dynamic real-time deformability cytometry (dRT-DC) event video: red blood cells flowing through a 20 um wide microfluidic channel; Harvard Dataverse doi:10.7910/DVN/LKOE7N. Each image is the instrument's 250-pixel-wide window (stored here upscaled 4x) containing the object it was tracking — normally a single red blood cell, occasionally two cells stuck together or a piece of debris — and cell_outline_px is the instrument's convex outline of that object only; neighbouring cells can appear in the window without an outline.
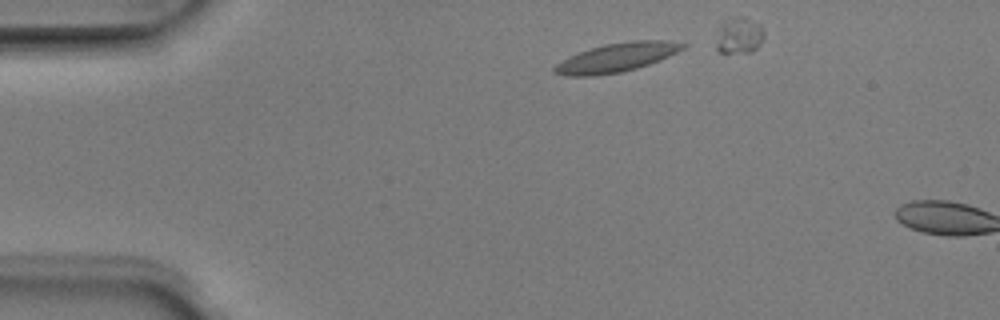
{"species": "Egyptian fruit bat (a non-hibernating species)", "species_latin": "Rousettus aegyptiacus", "temperature_condition": "room temperature", "stored_images_in_passage": 2, "camera_frame_rate_fps": 3000, "um_per_image_px": 0.085, "animal": {"sex": "male"}, "frame": {"image": 1, "passage_image": 1, "time_ms": 0.0, "image_size_px": [1000, 320], "cell_outline_px": [[688, 44], [684, 48], [660, 60], [636, 68], [620, 72], [592, 76], [568, 76], [552, 72], [552, 68], [556, 64], [568, 56], [604, 44], [632, 40], [668, 40]], "centroid_in_image_um": [52.4, 4.88], "position_along_channel_um": 32.6, "area_um2": 21.5}}